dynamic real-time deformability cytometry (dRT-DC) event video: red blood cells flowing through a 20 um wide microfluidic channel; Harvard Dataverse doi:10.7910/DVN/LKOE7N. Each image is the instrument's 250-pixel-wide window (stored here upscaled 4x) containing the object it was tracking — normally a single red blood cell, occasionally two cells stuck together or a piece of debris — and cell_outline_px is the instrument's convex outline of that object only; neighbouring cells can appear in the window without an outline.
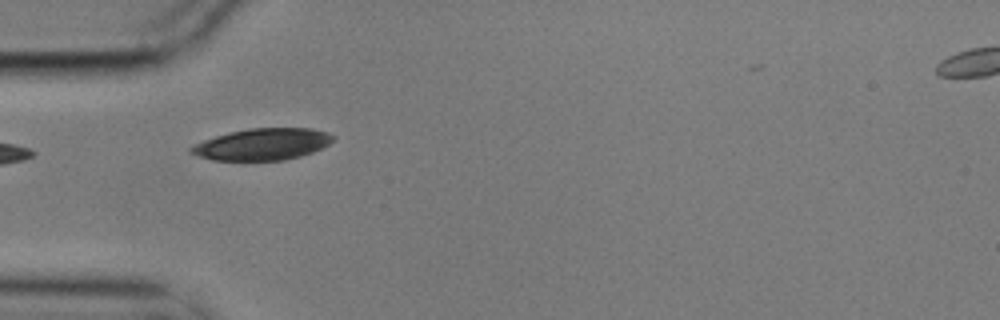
{"species": "common noctule bat (a hibernating species)", "species_latin": "Nyctalus noctula", "temperature_condition": "cold", "stored_images_in_passage": 11, "camera_frame_rate_fps": 3000, "um_per_image_px": 0.085, "animal": {"sex": "male", "body_mass_g": 17.9}, "frame": {"image": 1, "passage_image": 5, "time_ms": 1.333, "image_size_px": [1000, 320], "cell_outline_px": [[336, 136], [328, 144], [312, 152], [300, 156], [284, 160], [244, 164], [212, 160], [188, 152], [188, 148], [192, 144], [216, 136], [232, 132], [252, 128], [312, 128], [328, 132]], "centroid_in_image_um": [22.25, 12.31], "position_along_channel_um": 62.8, "area_um2": 27.11}}
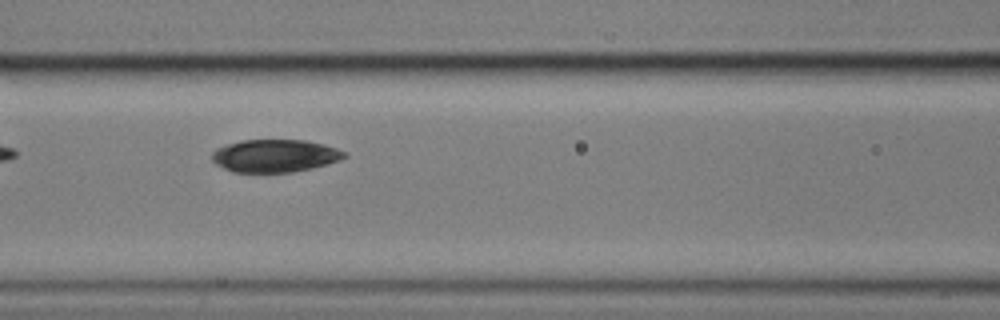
{"frame": {"image": 2, "passage_image": 7, "time_ms": 2.0, "image_size_px": [1000, 320], "cell_outline_px": [[348, 156], [340, 160], [328, 164], [312, 168], [292, 172], [232, 172], [216, 164], [212, 160], [212, 152], [216, 148], [240, 140], [304, 140], [324, 144], [348, 152]], "centroid_in_image_um": [23.39, 13.24], "position_along_channel_um": 143.2, "area_um2": 25.37}}
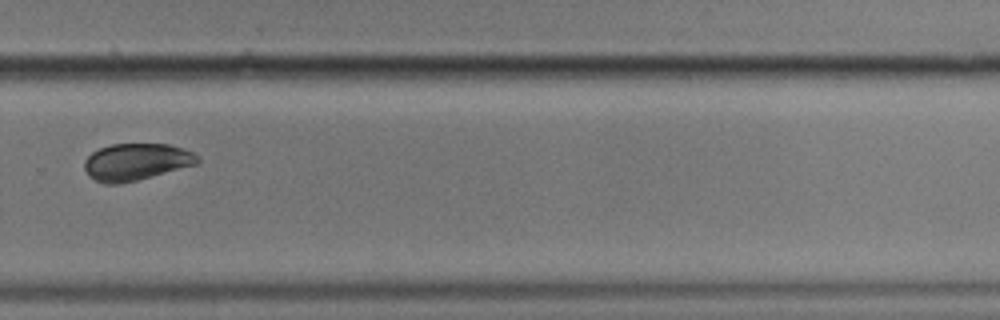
{"frame": {"image": 3, "passage_image": 11, "time_ms": 3.333, "image_size_px": [1000, 320], "cell_outline_px": [[200, 160], [196, 164], [136, 180], [120, 184], [104, 184], [88, 176], [84, 168], [84, 160], [92, 152], [100, 148], [112, 144], [168, 144], [192, 152], [200, 156]], "centroid_in_image_um": [11.54, 13.76], "position_along_channel_um": 318.3, "area_um2": 24.16}}